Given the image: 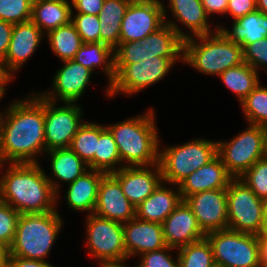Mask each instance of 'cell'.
<instances>
[{
	"label": "cell",
	"mask_w": 267,
	"mask_h": 267,
	"mask_svg": "<svg viewBox=\"0 0 267 267\" xmlns=\"http://www.w3.org/2000/svg\"><path fill=\"white\" fill-rule=\"evenodd\" d=\"M217 155L227 171L234 178H240L259 159L265 157L263 127L249 124L231 141H217Z\"/></svg>",
	"instance_id": "cell-9"
},
{
	"label": "cell",
	"mask_w": 267,
	"mask_h": 267,
	"mask_svg": "<svg viewBox=\"0 0 267 267\" xmlns=\"http://www.w3.org/2000/svg\"><path fill=\"white\" fill-rule=\"evenodd\" d=\"M57 209L47 213L20 214L9 256L45 260L63 226Z\"/></svg>",
	"instance_id": "cell-5"
},
{
	"label": "cell",
	"mask_w": 267,
	"mask_h": 267,
	"mask_svg": "<svg viewBox=\"0 0 267 267\" xmlns=\"http://www.w3.org/2000/svg\"><path fill=\"white\" fill-rule=\"evenodd\" d=\"M40 163H9L0 176V200L19 214L55 211L60 184L46 175Z\"/></svg>",
	"instance_id": "cell-2"
},
{
	"label": "cell",
	"mask_w": 267,
	"mask_h": 267,
	"mask_svg": "<svg viewBox=\"0 0 267 267\" xmlns=\"http://www.w3.org/2000/svg\"><path fill=\"white\" fill-rule=\"evenodd\" d=\"M240 179L261 200H267V157L259 159Z\"/></svg>",
	"instance_id": "cell-37"
},
{
	"label": "cell",
	"mask_w": 267,
	"mask_h": 267,
	"mask_svg": "<svg viewBox=\"0 0 267 267\" xmlns=\"http://www.w3.org/2000/svg\"><path fill=\"white\" fill-rule=\"evenodd\" d=\"M162 181L154 192L135 208V217L144 221L162 224L163 221L182 202L178 185L175 191L165 187Z\"/></svg>",
	"instance_id": "cell-23"
},
{
	"label": "cell",
	"mask_w": 267,
	"mask_h": 267,
	"mask_svg": "<svg viewBox=\"0 0 267 267\" xmlns=\"http://www.w3.org/2000/svg\"><path fill=\"white\" fill-rule=\"evenodd\" d=\"M143 60L140 41L120 42L114 49V64H133Z\"/></svg>",
	"instance_id": "cell-43"
},
{
	"label": "cell",
	"mask_w": 267,
	"mask_h": 267,
	"mask_svg": "<svg viewBox=\"0 0 267 267\" xmlns=\"http://www.w3.org/2000/svg\"><path fill=\"white\" fill-rule=\"evenodd\" d=\"M176 251L179 267H216L213 250L206 237Z\"/></svg>",
	"instance_id": "cell-35"
},
{
	"label": "cell",
	"mask_w": 267,
	"mask_h": 267,
	"mask_svg": "<svg viewBox=\"0 0 267 267\" xmlns=\"http://www.w3.org/2000/svg\"><path fill=\"white\" fill-rule=\"evenodd\" d=\"M169 8L173 14L174 21L165 20V23L173 27L175 31L185 40L187 38L214 33L208 23V15L205 12L201 0H169ZM178 24L188 28L190 34L183 32ZM194 34V35H193Z\"/></svg>",
	"instance_id": "cell-21"
},
{
	"label": "cell",
	"mask_w": 267,
	"mask_h": 267,
	"mask_svg": "<svg viewBox=\"0 0 267 267\" xmlns=\"http://www.w3.org/2000/svg\"><path fill=\"white\" fill-rule=\"evenodd\" d=\"M192 209L203 233L228 229L227 190L214 189L192 194L184 200Z\"/></svg>",
	"instance_id": "cell-14"
},
{
	"label": "cell",
	"mask_w": 267,
	"mask_h": 267,
	"mask_svg": "<svg viewBox=\"0 0 267 267\" xmlns=\"http://www.w3.org/2000/svg\"><path fill=\"white\" fill-rule=\"evenodd\" d=\"M127 260L128 259L102 262V263H99L100 265L99 267H128V265L125 264Z\"/></svg>",
	"instance_id": "cell-52"
},
{
	"label": "cell",
	"mask_w": 267,
	"mask_h": 267,
	"mask_svg": "<svg viewBox=\"0 0 267 267\" xmlns=\"http://www.w3.org/2000/svg\"><path fill=\"white\" fill-rule=\"evenodd\" d=\"M7 267H54L47 261L26 259L19 256H8Z\"/></svg>",
	"instance_id": "cell-47"
},
{
	"label": "cell",
	"mask_w": 267,
	"mask_h": 267,
	"mask_svg": "<svg viewBox=\"0 0 267 267\" xmlns=\"http://www.w3.org/2000/svg\"><path fill=\"white\" fill-rule=\"evenodd\" d=\"M232 22V31L222 25H218L216 28L242 48L267 37V15L258 10Z\"/></svg>",
	"instance_id": "cell-26"
},
{
	"label": "cell",
	"mask_w": 267,
	"mask_h": 267,
	"mask_svg": "<svg viewBox=\"0 0 267 267\" xmlns=\"http://www.w3.org/2000/svg\"><path fill=\"white\" fill-rule=\"evenodd\" d=\"M62 66L52 78V89L39 93L43 98L63 103H77L89 86L93 71L75 60L62 61Z\"/></svg>",
	"instance_id": "cell-15"
},
{
	"label": "cell",
	"mask_w": 267,
	"mask_h": 267,
	"mask_svg": "<svg viewBox=\"0 0 267 267\" xmlns=\"http://www.w3.org/2000/svg\"><path fill=\"white\" fill-rule=\"evenodd\" d=\"M14 74L7 68L6 62L0 58V100L5 95V86L14 79Z\"/></svg>",
	"instance_id": "cell-49"
},
{
	"label": "cell",
	"mask_w": 267,
	"mask_h": 267,
	"mask_svg": "<svg viewBox=\"0 0 267 267\" xmlns=\"http://www.w3.org/2000/svg\"><path fill=\"white\" fill-rule=\"evenodd\" d=\"M106 127L112 133L121 163L126 162V167L151 166L159 163L160 137L152 108L144 115L130 117Z\"/></svg>",
	"instance_id": "cell-3"
},
{
	"label": "cell",
	"mask_w": 267,
	"mask_h": 267,
	"mask_svg": "<svg viewBox=\"0 0 267 267\" xmlns=\"http://www.w3.org/2000/svg\"><path fill=\"white\" fill-rule=\"evenodd\" d=\"M259 71L243 62L221 73L218 77L239 100V103L260 83Z\"/></svg>",
	"instance_id": "cell-31"
},
{
	"label": "cell",
	"mask_w": 267,
	"mask_h": 267,
	"mask_svg": "<svg viewBox=\"0 0 267 267\" xmlns=\"http://www.w3.org/2000/svg\"><path fill=\"white\" fill-rule=\"evenodd\" d=\"M261 237L267 238V200L264 203V219H263V226L262 231L260 233Z\"/></svg>",
	"instance_id": "cell-53"
},
{
	"label": "cell",
	"mask_w": 267,
	"mask_h": 267,
	"mask_svg": "<svg viewBox=\"0 0 267 267\" xmlns=\"http://www.w3.org/2000/svg\"><path fill=\"white\" fill-rule=\"evenodd\" d=\"M105 173L89 169L81 177L68 184L67 205L72 210L94 213L100 181ZM91 212V213H89Z\"/></svg>",
	"instance_id": "cell-24"
},
{
	"label": "cell",
	"mask_w": 267,
	"mask_h": 267,
	"mask_svg": "<svg viewBox=\"0 0 267 267\" xmlns=\"http://www.w3.org/2000/svg\"><path fill=\"white\" fill-rule=\"evenodd\" d=\"M45 37H47L49 41L48 43L51 51H53L61 61L74 59L77 51L83 44L72 22L49 31Z\"/></svg>",
	"instance_id": "cell-32"
},
{
	"label": "cell",
	"mask_w": 267,
	"mask_h": 267,
	"mask_svg": "<svg viewBox=\"0 0 267 267\" xmlns=\"http://www.w3.org/2000/svg\"><path fill=\"white\" fill-rule=\"evenodd\" d=\"M243 113L250 125L267 124V87L259 83L241 102Z\"/></svg>",
	"instance_id": "cell-36"
},
{
	"label": "cell",
	"mask_w": 267,
	"mask_h": 267,
	"mask_svg": "<svg viewBox=\"0 0 267 267\" xmlns=\"http://www.w3.org/2000/svg\"><path fill=\"white\" fill-rule=\"evenodd\" d=\"M257 10L267 15V0H256Z\"/></svg>",
	"instance_id": "cell-54"
},
{
	"label": "cell",
	"mask_w": 267,
	"mask_h": 267,
	"mask_svg": "<svg viewBox=\"0 0 267 267\" xmlns=\"http://www.w3.org/2000/svg\"><path fill=\"white\" fill-rule=\"evenodd\" d=\"M234 177L227 171L220 157L216 155L207 164L193 172L178 184L182 199L214 189H227Z\"/></svg>",
	"instance_id": "cell-22"
},
{
	"label": "cell",
	"mask_w": 267,
	"mask_h": 267,
	"mask_svg": "<svg viewBox=\"0 0 267 267\" xmlns=\"http://www.w3.org/2000/svg\"><path fill=\"white\" fill-rule=\"evenodd\" d=\"M261 267H267V238L258 236Z\"/></svg>",
	"instance_id": "cell-50"
},
{
	"label": "cell",
	"mask_w": 267,
	"mask_h": 267,
	"mask_svg": "<svg viewBox=\"0 0 267 267\" xmlns=\"http://www.w3.org/2000/svg\"><path fill=\"white\" fill-rule=\"evenodd\" d=\"M94 214L122 224L135 217V207L111 173L104 174L100 181Z\"/></svg>",
	"instance_id": "cell-17"
},
{
	"label": "cell",
	"mask_w": 267,
	"mask_h": 267,
	"mask_svg": "<svg viewBox=\"0 0 267 267\" xmlns=\"http://www.w3.org/2000/svg\"><path fill=\"white\" fill-rule=\"evenodd\" d=\"M44 33L31 20L14 24L9 48L5 56L7 68L14 74L28 62L44 38Z\"/></svg>",
	"instance_id": "cell-20"
},
{
	"label": "cell",
	"mask_w": 267,
	"mask_h": 267,
	"mask_svg": "<svg viewBox=\"0 0 267 267\" xmlns=\"http://www.w3.org/2000/svg\"><path fill=\"white\" fill-rule=\"evenodd\" d=\"M183 57H149L133 64H114L115 78L108 87L111 98L119 94L133 95L162 80Z\"/></svg>",
	"instance_id": "cell-8"
},
{
	"label": "cell",
	"mask_w": 267,
	"mask_h": 267,
	"mask_svg": "<svg viewBox=\"0 0 267 267\" xmlns=\"http://www.w3.org/2000/svg\"><path fill=\"white\" fill-rule=\"evenodd\" d=\"M263 127L264 130V140H265V156L267 157V124H265Z\"/></svg>",
	"instance_id": "cell-55"
},
{
	"label": "cell",
	"mask_w": 267,
	"mask_h": 267,
	"mask_svg": "<svg viewBox=\"0 0 267 267\" xmlns=\"http://www.w3.org/2000/svg\"><path fill=\"white\" fill-rule=\"evenodd\" d=\"M71 22L74 24L83 43L100 42V20L98 15L73 14L72 10Z\"/></svg>",
	"instance_id": "cell-39"
},
{
	"label": "cell",
	"mask_w": 267,
	"mask_h": 267,
	"mask_svg": "<svg viewBox=\"0 0 267 267\" xmlns=\"http://www.w3.org/2000/svg\"><path fill=\"white\" fill-rule=\"evenodd\" d=\"M206 14L210 17L211 14H226L228 0H201Z\"/></svg>",
	"instance_id": "cell-48"
},
{
	"label": "cell",
	"mask_w": 267,
	"mask_h": 267,
	"mask_svg": "<svg viewBox=\"0 0 267 267\" xmlns=\"http://www.w3.org/2000/svg\"><path fill=\"white\" fill-rule=\"evenodd\" d=\"M228 229L260 235L264 203L240 179L233 178L227 187Z\"/></svg>",
	"instance_id": "cell-10"
},
{
	"label": "cell",
	"mask_w": 267,
	"mask_h": 267,
	"mask_svg": "<svg viewBox=\"0 0 267 267\" xmlns=\"http://www.w3.org/2000/svg\"><path fill=\"white\" fill-rule=\"evenodd\" d=\"M184 39L168 24L141 40L143 59L149 57H183Z\"/></svg>",
	"instance_id": "cell-27"
},
{
	"label": "cell",
	"mask_w": 267,
	"mask_h": 267,
	"mask_svg": "<svg viewBox=\"0 0 267 267\" xmlns=\"http://www.w3.org/2000/svg\"><path fill=\"white\" fill-rule=\"evenodd\" d=\"M50 156L53 177L68 184L81 177L89 169L87 164L70 148H57L46 152Z\"/></svg>",
	"instance_id": "cell-30"
},
{
	"label": "cell",
	"mask_w": 267,
	"mask_h": 267,
	"mask_svg": "<svg viewBox=\"0 0 267 267\" xmlns=\"http://www.w3.org/2000/svg\"><path fill=\"white\" fill-rule=\"evenodd\" d=\"M42 153H46L44 98L33 93L0 112V154L9 164L39 163L35 157Z\"/></svg>",
	"instance_id": "cell-1"
},
{
	"label": "cell",
	"mask_w": 267,
	"mask_h": 267,
	"mask_svg": "<svg viewBox=\"0 0 267 267\" xmlns=\"http://www.w3.org/2000/svg\"><path fill=\"white\" fill-rule=\"evenodd\" d=\"M174 248L165 247L157 251H149L141 254L138 267H179L178 253L176 258H172L171 251ZM167 252V253H166ZM175 259V260H174Z\"/></svg>",
	"instance_id": "cell-41"
},
{
	"label": "cell",
	"mask_w": 267,
	"mask_h": 267,
	"mask_svg": "<svg viewBox=\"0 0 267 267\" xmlns=\"http://www.w3.org/2000/svg\"><path fill=\"white\" fill-rule=\"evenodd\" d=\"M166 245L178 250L190 243L205 238L190 206L182 202L162 223Z\"/></svg>",
	"instance_id": "cell-18"
},
{
	"label": "cell",
	"mask_w": 267,
	"mask_h": 267,
	"mask_svg": "<svg viewBox=\"0 0 267 267\" xmlns=\"http://www.w3.org/2000/svg\"><path fill=\"white\" fill-rule=\"evenodd\" d=\"M9 248L0 242V267H7Z\"/></svg>",
	"instance_id": "cell-51"
},
{
	"label": "cell",
	"mask_w": 267,
	"mask_h": 267,
	"mask_svg": "<svg viewBox=\"0 0 267 267\" xmlns=\"http://www.w3.org/2000/svg\"><path fill=\"white\" fill-rule=\"evenodd\" d=\"M76 14L98 15L102 9L104 0H71Z\"/></svg>",
	"instance_id": "cell-45"
},
{
	"label": "cell",
	"mask_w": 267,
	"mask_h": 267,
	"mask_svg": "<svg viewBox=\"0 0 267 267\" xmlns=\"http://www.w3.org/2000/svg\"><path fill=\"white\" fill-rule=\"evenodd\" d=\"M19 213L0 200V242L9 248L13 242Z\"/></svg>",
	"instance_id": "cell-40"
},
{
	"label": "cell",
	"mask_w": 267,
	"mask_h": 267,
	"mask_svg": "<svg viewBox=\"0 0 267 267\" xmlns=\"http://www.w3.org/2000/svg\"><path fill=\"white\" fill-rule=\"evenodd\" d=\"M111 174L120 182L125 196L135 208L163 181L159 163L151 166H125Z\"/></svg>",
	"instance_id": "cell-16"
},
{
	"label": "cell",
	"mask_w": 267,
	"mask_h": 267,
	"mask_svg": "<svg viewBox=\"0 0 267 267\" xmlns=\"http://www.w3.org/2000/svg\"><path fill=\"white\" fill-rule=\"evenodd\" d=\"M243 61L257 71L261 67L267 71V37L246 45L243 48Z\"/></svg>",
	"instance_id": "cell-42"
},
{
	"label": "cell",
	"mask_w": 267,
	"mask_h": 267,
	"mask_svg": "<svg viewBox=\"0 0 267 267\" xmlns=\"http://www.w3.org/2000/svg\"><path fill=\"white\" fill-rule=\"evenodd\" d=\"M132 0H104L98 14L100 20V42L113 50L120 43V28L127 7Z\"/></svg>",
	"instance_id": "cell-28"
},
{
	"label": "cell",
	"mask_w": 267,
	"mask_h": 267,
	"mask_svg": "<svg viewBox=\"0 0 267 267\" xmlns=\"http://www.w3.org/2000/svg\"><path fill=\"white\" fill-rule=\"evenodd\" d=\"M56 102L44 98L45 148L46 152L57 148H69L82 122V109L77 103Z\"/></svg>",
	"instance_id": "cell-12"
},
{
	"label": "cell",
	"mask_w": 267,
	"mask_h": 267,
	"mask_svg": "<svg viewBox=\"0 0 267 267\" xmlns=\"http://www.w3.org/2000/svg\"><path fill=\"white\" fill-rule=\"evenodd\" d=\"M256 10V0H228L226 14H230L235 21Z\"/></svg>",
	"instance_id": "cell-44"
},
{
	"label": "cell",
	"mask_w": 267,
	"mask_h": 267,
	"mask_svg": "<svg viewBox=\"0 0 267 267\" xmlns=\"http://www.w3.org/2000/svg\"><path fill=\"white\" fill-rule=\"evenodd\" d=\"M124 243L128 259L167 247L162 224L134 217L123 223ZM137 254V255H136Z\"/></svg>",
	"instance_id": "cell-19"
},
{
	"label": "cell",
	"mask_w": 267,
	"mask_h": 267,
	"mask_svg": "<svg viewBox=\"0 0 267 267\" xmlns=\"http://www.w3.org/2000/svg\"><path fill=\"white\" fill-rule=\"evenodd\" d=\"M33 0H0V20L12 24L31 20Z\"/></svg>",
	"instance_id": "cell-38"
},
{
	"label": "cell",
	"mask_w": 267,
	"mask_h": 267,
	"mask_svg": "<svg viewBox=\"0 0 267 267\" xmlns=\"http://www.w3.org/2000/svg\"><path fill=\"white\" fill-rule=\"evenodd\" d=\"M216 267H261L258 235L230 229L207 233Z\"/></svg>",
	"instance_id": "cell-7"
},
{
	"label": "cell",
	"mask_w": 267,
	"mask_h": 267,
	"mask_svg": "<svg viewBox=\"0 0 267 267\" xmlns=\"http://www.w3.org/2000/svg\"><path fill=\"white\" fill-rule=\"evenodd\" d=\"M71 7V0H35L32 3L31 21L47 34L71 22Z\"/></svg>",
	"instance_id": "cell-25"
},
{
	"label": "cell",
	"mask_w": 267,
	"mask_h": 267,
	"mask_svg": "<svg viewBox=\"0 0 267 267\" xmlns=\"http://www.w3.org/2000/svg\"><path fill=\"white\" fill-rule=\"evenodd\" d=\"M118 165L121 166L116 167ZM122 166L125 167V164H121L117 144L112 133L106 124L100 125V136L95 153V170L109 174L118 171Z\"/></svg>",
	"instance_id": "cell-34"
},
{
	"label": "cell",
	"mask_w": 267,
	"mask_h": 267,
	"mask_svg": "<svg viewBox=\"0 0 267 267\" xmlns=\"http://www.w3.org/2000/svg\"><path fill=\"white\" fill-rule=\"evenodd\" d=\"M217 155V141L194 139L182 145L159 148V165L164 183L178 185Z\"/></svg>",
	"instance_id": "cell-6"
},
{
	"label": "cell",
	"mask_w": 267,
	"mask_h": 267,
	"mask_svg": "<svg viewBox=\"0 0 267 267\" xmlns=\"http://www.w3.org/2000/svg\"><path fill=\"white\" fill-rule=\"evenodd\" d=\"M82 66L89 68L93 72L95 68H103L109 80L106 95L108 96V87L114 81V50L108 45L101 42L83 43L77 51L74 59ZM100 65V66H99Z\"/></svg>",
	"instance_id": "cell-29"
},
{
	"label": "cell",
	"mask_w": 267,
	"mask_h": 267,
	"mask_svg": "<svg viewBox=\"0 0 267 267\" xmlns=\"http://www.w3.org/2000/svg\"><path fill=\"white\" fill-rule=\"evenodd\" d=\"M86 222V245L90 256L100 263L128 259L122 223L94 213L87 216Z\"/></svg>",
	"instance_id": "cell-11"
},
{
	"label": "cell",
	"mask_w": 267,
	"mask_h": 267,
	"mask_svg": "<svg viewBox=\"0 0 267 267\" xmlns=\"http://www.w3.org/2000/svg\"><path fill=\"white\" fill-rule=\"evenodd\" d=\"M85 122L79 127L69 148L80 157L89 169L95 170V153L100 136V124Z\"/></svg>",
	"instance_id": "cell-33"
},
{
	"label": "cell",
	"mask_w": 267,
	"mask_h": 267,
	"mask_svg": "<svg viewBox=\"0 0 267 267\" xmlns=\"http://www.w3.org/2000/svg\"><path fill=\"white\" fill-rule=\"evenodd\" d=\"M182 61L205 75L219 76L244 62L243 48L216 28L214 33L185 39Z\"/></svg>",
	"instance_id": "cell-4"
},
{
	"label": "cell",
	"mask_w": 267,
	"mask_h": 267,
	"mask_svg": "<svg viewBox=\"0 0 267 267\" xmlns=\"http://www.w3.org/2000/svg\"><path fill=\"white\" fill-rule=\"evenodd\" d=\"M14 24L0 20V58L5 59Z\"/></svg>",
	"instance_id": "cell-46"
},
{
	"label": "cell",
	"mask_w": 267,
	"mask_h": 267,
	"mask_svg": "<svg viewBox=\"0 0 267 267\" xmlns=\"http://www.w3.org/2000/svg\"><path fill=\"white\" fill-rule=\"evenodd\" d=\"M166 7L161 0H132L120 28V42L141 41L165 24Z\"/></svg>",
	"instance_id": "cell-13"
},
{
	"label": "cell",
	"mask_w": 267,
	"mask_h": 267,
	"mask_svg": "<svg viewBox=\"0 0 267 267\" xmlns=\"http://www.w3.org/2000/svg\"><path fill=\"white\" fill-rule=\"evenodd\" d=\"M5 163L3 162L2 158H1V154H0V169L2 168V166H4Z\"/></svg>",
	"instance_id": "cell-56"
}]
</instances>
